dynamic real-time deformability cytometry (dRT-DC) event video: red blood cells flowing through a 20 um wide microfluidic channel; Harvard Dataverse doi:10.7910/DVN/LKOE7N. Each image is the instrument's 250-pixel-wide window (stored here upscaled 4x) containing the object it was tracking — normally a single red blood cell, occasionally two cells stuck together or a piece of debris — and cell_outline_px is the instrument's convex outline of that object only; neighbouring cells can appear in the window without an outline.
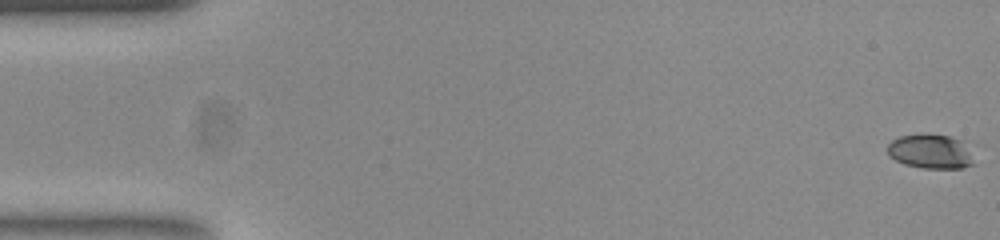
{"species": "common noctule bat (a hibernating species)", "species_latin": "Nyctalus noctula", "temperature_condition": "room temperature", "stored_images_in_passage": 53, "camera_frame_rate_fps": 3000, "um_per_image_px": 0.085, "animal": {"sex": "female", "body_mass_g": 23.0, "forearm_length_mm": 53.4}, "frame": {"image": 1, "passage_image": 1, "time_ms": 0.0, "image_size_px": [1000, 240], "cell_outline_px": [[972, 164], [964, 168], [924, 168], [904, 164], [896, 160], [888, 152], [888, 144], [892, 140], [900, 136], [920, 132], [924, 132], [952, 136], [964, 140]], "centroid_in_image_um": [79.07, 12.83], "position_along_channel_um": 5.9, "area_um2": 17.4}}
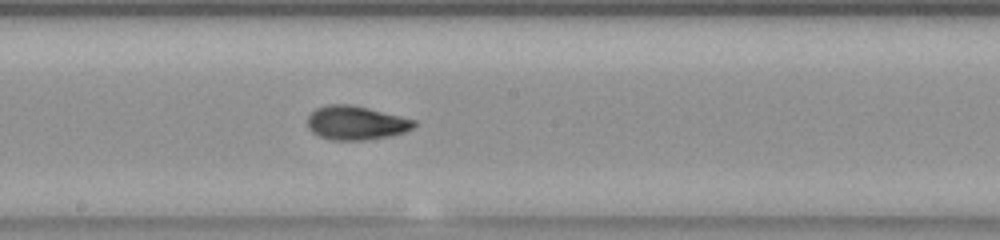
{"frame": {"image": 2, "passage_image": 29, "time_ms": 9.333, "image_size_px": [1000, 240], "cell_outline_px": [[416, 124], [412, 128], [404, 132], [388, 136], [364, 140], [332, 140], [320, 136], [312, 132], [308, 128], [308, 116], [316, 108], [328, 104], [352, 104], [416, 120]], "centroid_in_image_um": [30.24, 10.44], "position_along_channel_um": 218.0, "area_um2": 20.92}}
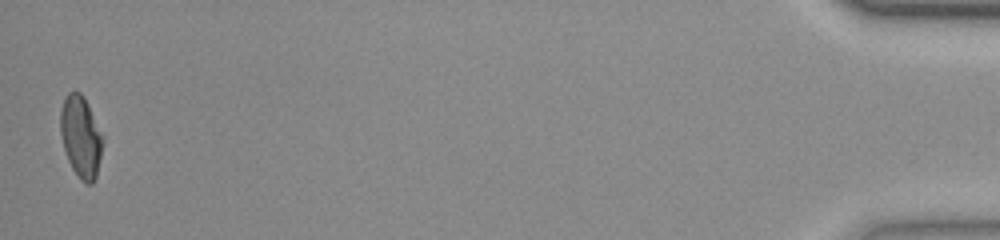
{"frame": {"image": 3, "passage_image": 53, "time_ms": 17.333, "image_size_px": [1000, 240], "cell_outline_px": [[104, 136], [96, 176], [92, 184], [88, 184], [80, 180], [72, 168], [68, 160], [64, 148], [60, 132], [60, 112], [64, 96], [68, 92], [80, 92], [84, 96]], "centroid_in_image_um": [6.86, 11.59], "position_along_channel_um": 428.3, "area_um2": 20.17}, "authors_computed_cell_mechanics": {"area_um2": 20.0566, "velocity_mm_per_s": 3.8678, "shape_relaxation_time_tau1_ms": 7.3781, "shape_relaxation_time_tau2_ms": 1.782, "deformation_change_tau1": 0.2439, "deformation_change_tau2": 0.0693}}